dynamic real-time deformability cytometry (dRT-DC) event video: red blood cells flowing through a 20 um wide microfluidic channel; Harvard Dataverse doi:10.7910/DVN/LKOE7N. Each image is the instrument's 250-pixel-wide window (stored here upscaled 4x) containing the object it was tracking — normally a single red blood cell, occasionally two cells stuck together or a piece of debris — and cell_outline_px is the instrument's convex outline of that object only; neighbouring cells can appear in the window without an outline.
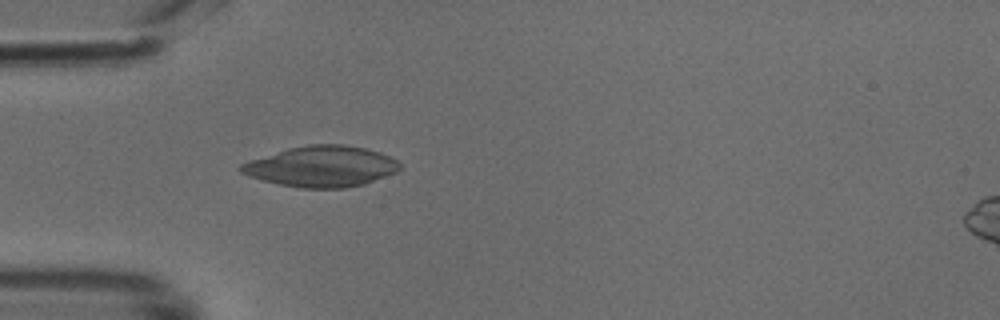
{"species": "common noctule bat (a hibernating species)", "species_latin": "Nyctalus noctula", "temperature_condition": "cold", "stored_images_in_passage": 48, "camera_frame_rate_fps": 3000, "um_per_image_px": 0.085, "animal": {"sex": "male", "body_mass_g": 18.8}, "frame": {"image": 1, "passage_image": 14, "time_ms": 4.333, "image_size_px": [1000, 320], "cell_outline_px": [[400, 168], [396, 172], [364, 184], [344, 188], [300, 188], [280, 184], [248, 176], [240, 172], [236, 168], [240, 164], [288, 148], [308, 144], [344, 144], [364, 148], [380, 152], [396, 160], [400, 164]], "centroid_in_image_um": [27.32, 14.14], "position_along_channel_um": 57.7, "area_um2": 37.57}}
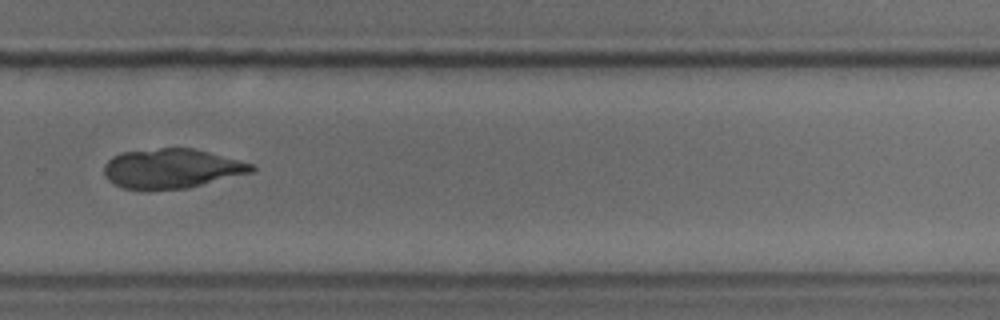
{"frame": {"image": 2, "passage_image": 33, "time_ms": 10.667, "image_size_px": [1000, 320], "cell_outline_px": [[256, 168], [252, 172], [188, 188], [144, 192], [124, 188], [112, 184], [104, 176], [104, 164], [112, 156], [120, 152], [160, 148], [192, 148], [208, 152], [252, 164]], "centroid_in_image_um": [14.5, 14.36], "position_along_channel_um": 315.3, "area_um2": 34.45}}
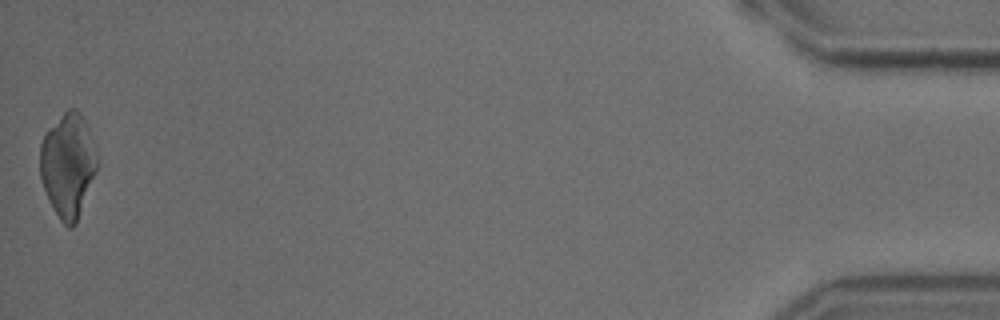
{"frame": {"image": 3, "passage_image": 48, "time_ms": 15.667, "image_size_px": [1000, 320], "cell_outline_px": [[96, 172], [76, 224], [72, 228], [68, 228], [60, 220], [44, 188], [40, 176], [40, 144], [48, 128], [68, 108], [76, 108], [80, 112], [84, 120], [92, 140], [96, 156]], "centroid_in_image_um": [5.76, 14.03], "position_along_channel_um": 429.4, "area_um2": 34.04}}